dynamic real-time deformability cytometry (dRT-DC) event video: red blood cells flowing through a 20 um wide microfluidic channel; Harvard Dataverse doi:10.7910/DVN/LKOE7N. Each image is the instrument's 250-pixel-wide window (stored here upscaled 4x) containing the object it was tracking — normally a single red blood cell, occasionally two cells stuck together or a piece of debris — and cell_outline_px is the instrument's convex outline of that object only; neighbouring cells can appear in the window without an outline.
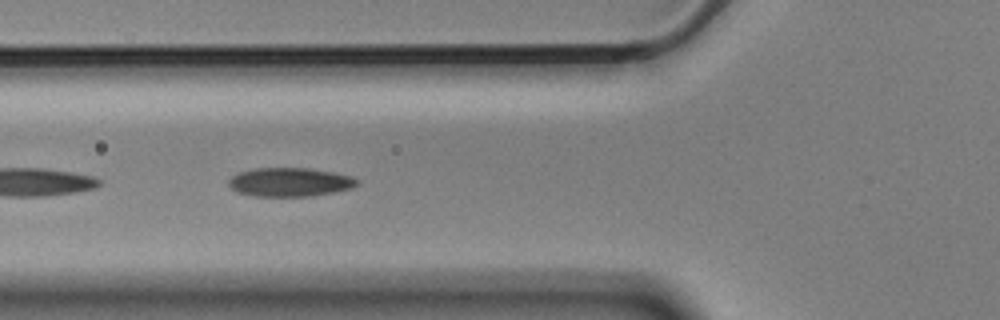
{"species": "Egyptian fruit bat (a non-hibernating species)", "species_latin": "Rousettus aegyptiacus", "temperature_condition": "cold", "stored_images_in_passage": 18, "camera_frame_rate_fps": 3000, "um_per_image_px": 0.085, "animal": {"sex": "male"}, "frame": {"image": 1, "passage_image": 13, "time_ms": 4.0, "image_size_px": [1000, 320], "cell_outline_px": [[360, 184], [352, 188], [312, 196], [256, 196], [236, 192], [228, 184], [228, 180], [232, 176], [240, 172], [256, 168], [308, 168], [332, 172], [352, 176], [360, 180]], "centroid_in_image_um": [24.66, 15.48], "position_along_channel_um": 101.1, "area_um2": 21.56}}